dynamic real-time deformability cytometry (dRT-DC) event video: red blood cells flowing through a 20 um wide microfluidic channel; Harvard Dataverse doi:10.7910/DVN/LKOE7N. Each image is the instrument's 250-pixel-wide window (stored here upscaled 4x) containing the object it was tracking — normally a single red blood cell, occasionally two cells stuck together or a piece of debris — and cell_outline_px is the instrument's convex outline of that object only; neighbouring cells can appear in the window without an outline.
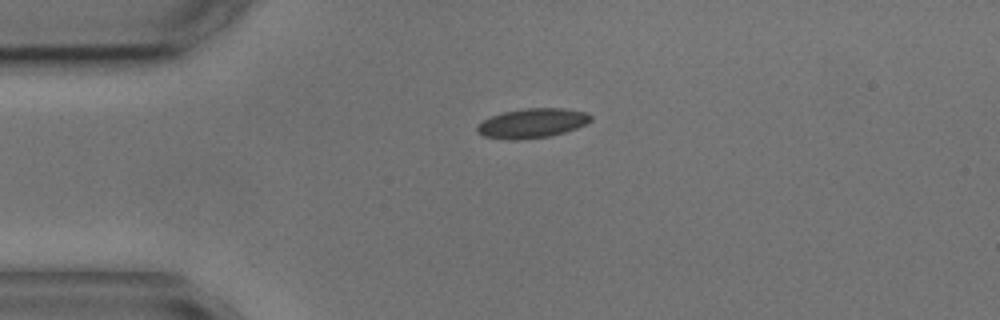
{"species": "common noctule bat (a hibernating species)", "species_latin": "Nyctalus noctula", "temperature_condition": "cold", "stored_images_in_passage": 2, "camera_frame_rate_fps": 3000, "um_per_image_px": 0.085, "animal": {"sex": "male", "body_mass_g": 17.9, "forearm_length_mm": 54.2}, "frame": {"image": 1, "passage_image": 1, "time_ms": 0.0, "image_size_px": [1000, 320], "cell_outline_px": [[592, 120], [576, 128], [552, 136], [516, 140], [508, 140], [484, 136], [476, 132], [476, 128], [484, 120], [492, 116], [504, 112], [524, 108], [564, 108], [588, 112], [592, 116]], "centroid_in_image_um": [45.26, 10.47], "position_along_channel_um": 39.7, "area_um2": 19.54}}